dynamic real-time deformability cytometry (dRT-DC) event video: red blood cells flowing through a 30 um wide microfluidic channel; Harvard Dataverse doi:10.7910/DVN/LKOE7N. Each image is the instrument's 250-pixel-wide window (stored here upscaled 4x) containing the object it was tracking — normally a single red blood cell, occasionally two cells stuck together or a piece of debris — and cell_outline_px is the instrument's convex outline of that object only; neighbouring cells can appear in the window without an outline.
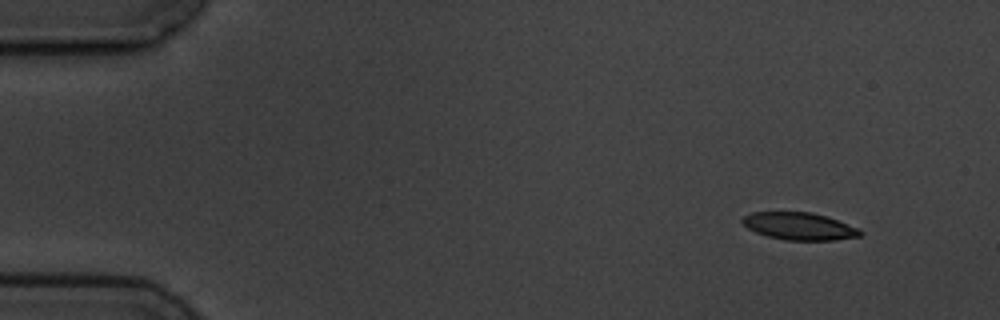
{"species": "common noctule bat (a hibernating species)", "species_latin": "Nyctalus noctula", "temperature_condition": "cold", "stored_images_in_passage": 8, "camera_frame_rate_fps": 3000, "um_per_image_px": 0.085, "animal": {"sex": "male", "body_mass_g": 19.5, "forearm_length_mm": 54.6}, "frame": {"image": 1, "passage_image": 1, "time_ms": 0.0, "image_size_px": [1000, 320], "cell_outline_px": [[864, 232], [860, 236], [836, 240], [784, 240], [768, 236], [756, 232], [748, 228], [740, 220], [744, 216], [752, 212], [812, 212], [860, 228]], "centroid_in_image_um": [67.95, 19.23], "position_along_channel_um": 17.0, "area_um2": 18.73}}
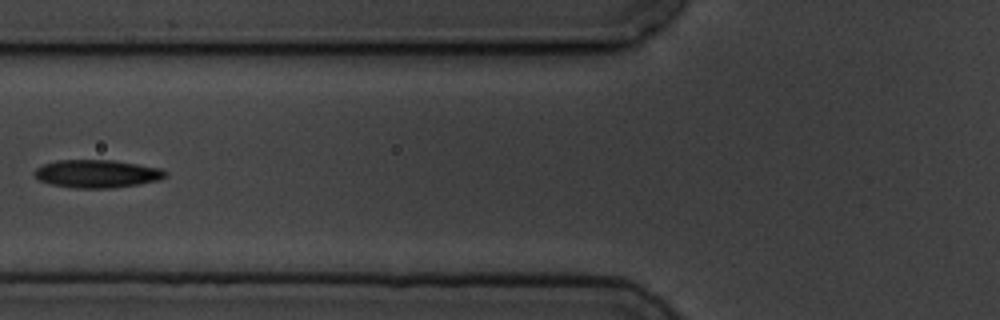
{"frame": {"image": 2, "passage_image": 5, "time_ms": 5.667, "image_size_px": [1000, 320], "cell_outline_px": [[168, 176], [160, 180], [140, 184], [112, 188], [76, 188], [52, 184], [40, 180], [32, 172], [36, 168], [44, 164], [56, 160], [112, 160], [160, 168], [168, 172]], "centroid_in_image_um": [8.28, 14.77], "position_along_channel_um": 117.5, "area_um2": 21.33}}
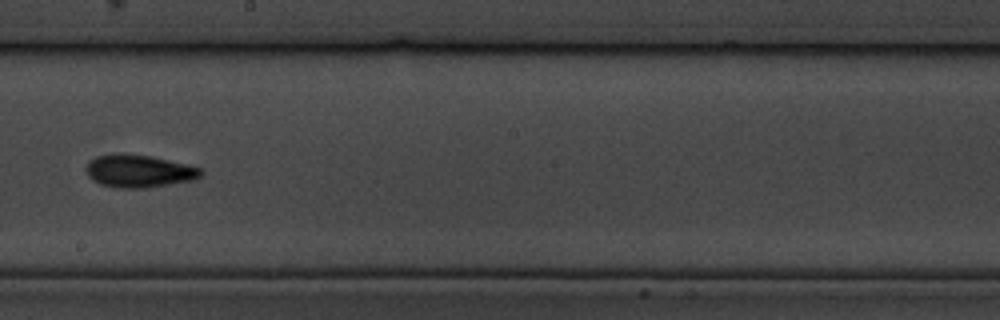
{"frame": {"image": 3, "passage_image": 8, "time_ms": 9.0, "image_size_px": [1000, 320], "cell_outline_px": [[204, 172], [196, 180], [144, 188], [116, 188], [100, 184], [92, 180], [88, 176], [84, 168], [88, 160], [96, 156], [152, 156], [204, 168]], "centroid_in_image_um": [11.85, 14.58], "position_along_channel_um": 236.4, "area_um2": 21.62}}